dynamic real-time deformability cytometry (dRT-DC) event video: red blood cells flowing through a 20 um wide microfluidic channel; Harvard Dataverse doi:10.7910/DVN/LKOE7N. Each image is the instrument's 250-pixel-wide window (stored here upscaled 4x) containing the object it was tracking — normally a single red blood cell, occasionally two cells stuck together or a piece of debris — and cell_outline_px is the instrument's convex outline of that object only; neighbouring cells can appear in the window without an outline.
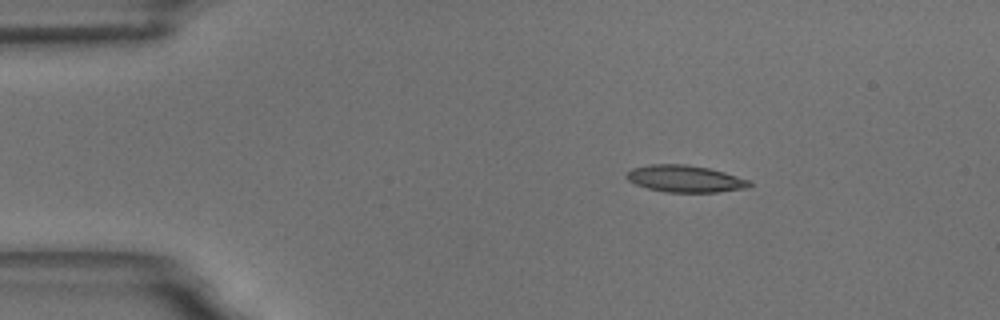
{"species": "common noctule bat (a hibernating species)", "species_latin": "Nyctalus noctula", "temperature_condition": "room temperature", "stored_images_in_passage": 4, "camera_frame_rate_fps": 3000, "um_per_image_px": 0.085, "animal": {"sex": "male", "body_mass_g": 18.8}, "frame": {"image": 1, "passage_image": 2, "time_ms": 1.0, "image_size_px": [1000, 320], "cell_outline_px": [[752, 184], [748, 188], [716, 192], [664, 192], [648, 188], [636, 184], [628, 180], [624, 176], [632, 168], [648, 164], [688, 164], [708, 168], [724, 172], [752, 180]], "centroid_in_image_um": [58.25, 15.19], "position_along_channel_um": 26.8, "area_um2": 19.42}}